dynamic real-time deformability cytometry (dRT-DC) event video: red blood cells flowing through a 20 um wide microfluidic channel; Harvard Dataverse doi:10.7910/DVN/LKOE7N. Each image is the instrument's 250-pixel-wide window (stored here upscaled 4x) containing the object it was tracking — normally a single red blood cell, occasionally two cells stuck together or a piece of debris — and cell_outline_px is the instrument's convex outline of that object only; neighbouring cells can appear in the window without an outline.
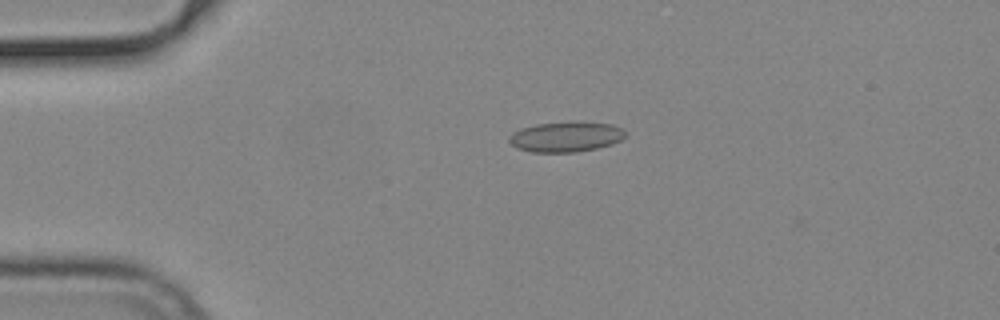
{"species": "common noctule bat (a hibernating species)", "species_latin": "Nyctalus noctula", "temperature_condition": "cold", "stored_images_in_passage": 47, "camera_frame_rate_fps": 3000, "um_per_image_px": 0.085, "animal": {"sex": "male", "body_mass_g": 19.2, "forearm_length_mm": 51.8}, "frame": {"image": 1, "passage_image": 5, "time_ms": 1.333, "image_size_px": [1000, 320], "cell_outline_px": [[624, 136], [620, 140], [596, 148], [572, 152], [532, 152], [520, 148], [512, 144], [508, 140], [516, 132], [524, 128], [536, 124], [608, 124], [620, 128], [624, 132]], "centroid_in_image_um": [48.07, 11.67], "position_along_channel_um": 36.9, "area_um2": 18.96}}
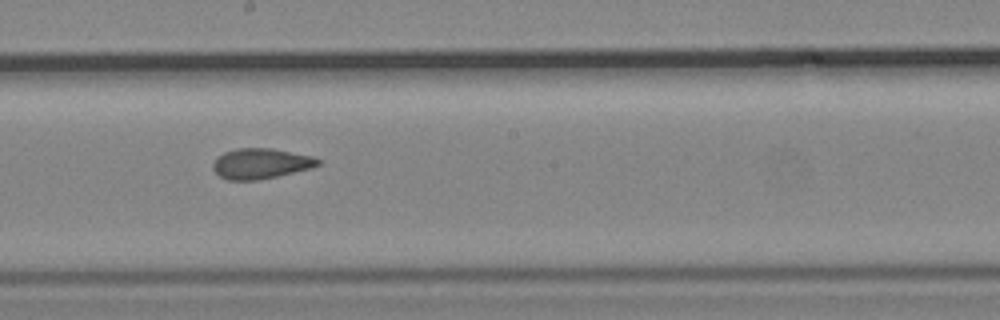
{"frame": {"image": 2, "passage_image": 23, "time_ms": 7.333, "image_size_px": [1000, 320], "cell_outline_px": [[320, 164], [312, 168], [260, 180], [228, 180], [220, 176], [212, 168], [212, 164], [224, 152], [236, 148], [272, 148], [312, 156], [320, 160]], "centroid_in_image_um": [22.18, 13.9], "position_along_channel_um": 226.0, "area_um2": 18.55}}
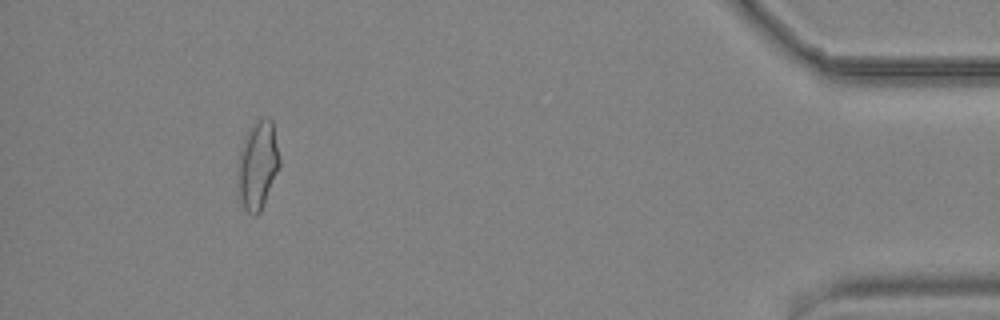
{"frame": {"image": 3, "passage_image": 43, "time_ms": 14.0, "image_size_px": [1000, 320], "cell_outline_px": [[280, 164], [264, 204], [260, 212], [256, 216], [252, 216], [240, 204], [240, 148], [244, 136], [248, 128], [252, 124], [268, 116], [272, 120], [280, 156]], "centroid_in_image_um": [21.94, 14.01], "position_along_channel_um": 413.3, "area_um2": 21.1}, "authors_computed_cell_mechanics": {"area_um2": 18.9006, "velocity_mm_per_s": 3.7741, "shape_relaxation_time_tau1_ms": null, "shape_relaxation_time_tau2_ms": 2.0908, "deformation_change_tau1": null, "deformation_change_tau2": 0.0871}}